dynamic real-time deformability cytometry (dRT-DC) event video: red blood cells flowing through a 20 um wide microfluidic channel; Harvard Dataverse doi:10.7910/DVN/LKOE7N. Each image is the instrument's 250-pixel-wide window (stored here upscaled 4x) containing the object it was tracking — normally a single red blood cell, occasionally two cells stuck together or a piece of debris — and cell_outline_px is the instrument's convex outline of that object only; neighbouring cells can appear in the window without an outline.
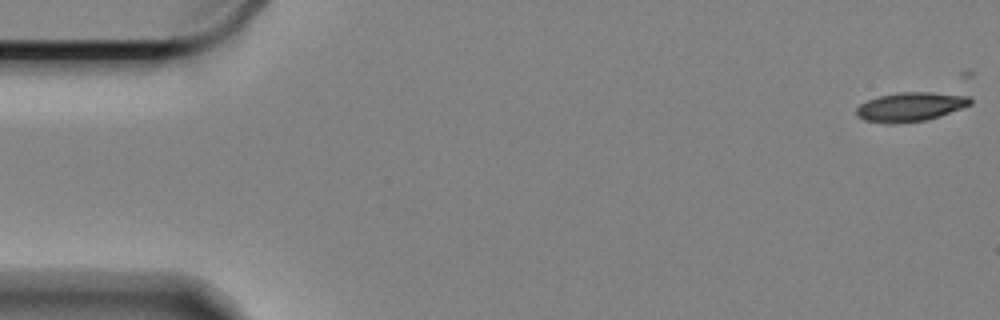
{"species": "Egyptian fruit bat (a non-hibernating species)", "species_latin": "Rousettus aegyptiacus", "temperature_condition": "cold", "stored_images_in_passage": 20, "camera_frame_rate_fps": 3000, "um_per_image_px": 0.085, "animal": {"sex": "female"}, "frame": {"image": 1, "passage_image": 1, "time_ms": 0.0, "image_size_px": [1000, 320], "cell_outline_px": [[972, 104], [940, 116], [924, 120], [892, 124], [884, 124], [864, 120], [856, 116], [856, 108], [860, 104], [868, 100], [880, 96], [900, 92], [928, 92], [968, 96], [972, 100]], "centroid_in_image_um": [77.35, 9.09], "position_along_channel_um": 7.7, "area_um2": 19.25}}
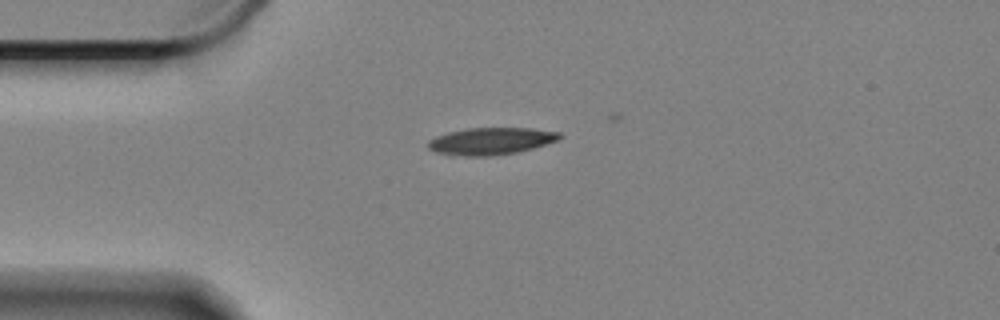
{"frame": {"image": 2, "passage_image": 14, "time_ms": 4.333, "image_size_px": [1000, 320], "cell_outline_px": [[564, 136], [556, 140], [532, 148], [516, 152], [488, 156], [448, 156], [436, 152], [428, 148], [428, 140], [436, 136], [448, 132], [468, 128], [528, 128], [560, 132]], "centroid_in_image_um": [41.67, 12.0], "position_along_channel_um": 43.3, "area_um2": 20.75}}
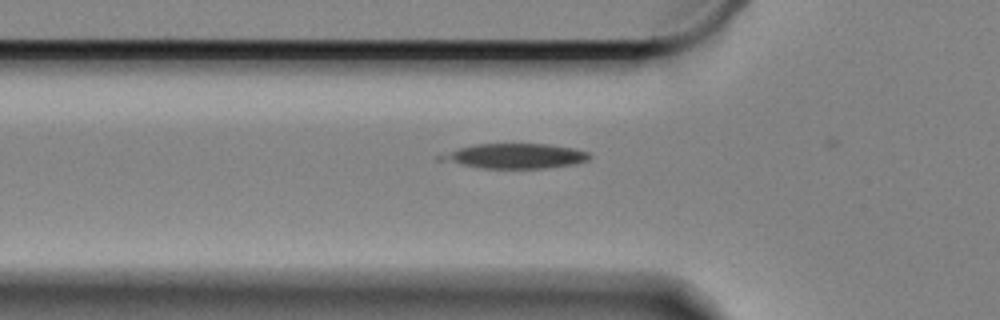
{"frame": {"image": 3, "passage_image": 19, "time_ms": 6.0, "image_size_px": [1000, 320], "cell_outline_px": [[592, 156], [588, 160], [576, 164], [544, 168], [480, 168], [436, 160], [436, 156], [456, 148], [476, 144], [548, 144], [572, 148], [588, 152]], "centroid_in_image_um": [43.72, 13.26], "position_along_channel_um": 82.1, "area_um2": 21.73}}